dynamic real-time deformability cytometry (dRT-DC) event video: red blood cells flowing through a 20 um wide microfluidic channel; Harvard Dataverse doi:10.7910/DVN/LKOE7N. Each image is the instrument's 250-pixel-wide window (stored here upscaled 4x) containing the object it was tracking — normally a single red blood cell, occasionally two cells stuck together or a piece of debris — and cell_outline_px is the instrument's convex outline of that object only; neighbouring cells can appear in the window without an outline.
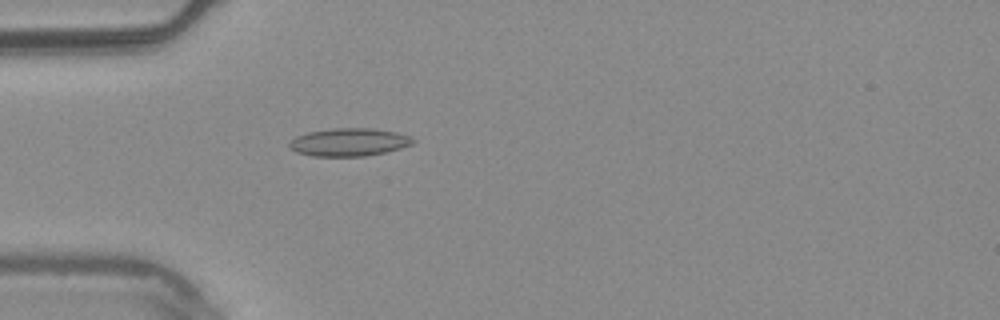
{"species": "common noctule bat (a hibernating species)", "species_latin": "Nyctalus noctula", "temperature_condition": "warm", "stored_images_in_passage": 1, "camera_frame_rate_fps": 3000, "um_per_image_px": 0.085, "animal": {"sex": "male", "body_mass_g": 20.4}, "frame": {"image": 1, "passage_image": 1, "time_ms": 0.0, "image_size_px": [1000, 320], "cell_outline_px": [[416, 140], [412, 144], [400, 148], [384, 152], [364, 156], [312, 156], [296, 152], [288, 148], [288, 144], [296, 136], [308, 132], [332, 128], [376, 128], [396, 132], [412, 136]], "centroid_in_image_um": [29.67, 12.07], "position_along_channel_um": 55.3, "area_um2": 20.23}}